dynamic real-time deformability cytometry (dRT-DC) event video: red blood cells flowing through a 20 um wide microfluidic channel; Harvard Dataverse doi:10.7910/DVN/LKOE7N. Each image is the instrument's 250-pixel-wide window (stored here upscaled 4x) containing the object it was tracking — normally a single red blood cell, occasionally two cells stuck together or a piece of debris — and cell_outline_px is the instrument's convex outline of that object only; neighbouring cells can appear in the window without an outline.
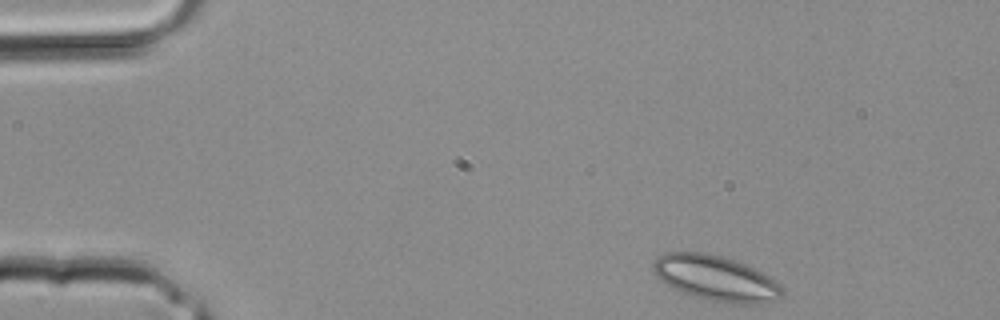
{"species": "common noctule bat (a hibernating species)", "species_latin": "Nyctalus noctula", "temperature_condition": "room temperature", "stored_images_in_passage": 2, "camera_frame_rate_fps": 3000, "um_per_image_px": 0.085, "animal": {"sex": "male", "body_mass_g": 20.4}, "frame": {"image": 1, "passage_image": 2, "time_ms": 0.333, "image_size_px": [1000, 320], "cell_outline_px": [[784, 296], [760, 304], [728, 304], [692, 296], [680, 292], [672, 288], [660, 280], [652, 272], [652, 264], [664, 252], [704, 252], [720, 256], [744, 264], [768, 276], [784, 288]], "centroid_in_image_um": [60.81, 23.67], "position_along_channel_um": 24.2, "area_um2": 34.1}}